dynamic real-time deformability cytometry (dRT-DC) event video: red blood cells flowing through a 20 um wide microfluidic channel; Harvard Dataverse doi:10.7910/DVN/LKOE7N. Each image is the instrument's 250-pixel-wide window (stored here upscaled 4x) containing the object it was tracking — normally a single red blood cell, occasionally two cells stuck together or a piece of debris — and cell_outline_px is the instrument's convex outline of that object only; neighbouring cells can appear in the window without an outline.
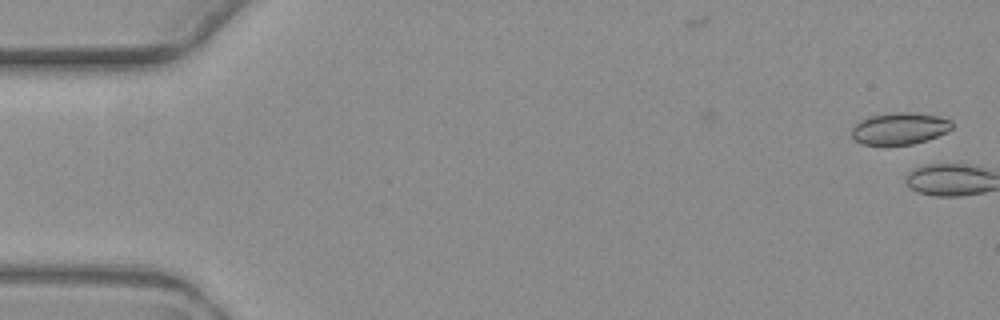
{"species": "common noctule bat (a hibernating species)", "species_latin": "Nyctalus noctula", "temperature_condition": "warm", "stored_images_in_passage": 7, "camera_frame_rate_fps": 3000, "um_per_image_px": 0.085, "animal": {"sex": "female", "body_mass_g": 19.3, "forearm_length_mm": 54.1}, "frame": {"image": 1, "passage_image": 1, "time_ms": 0.0, "image_size_px": [1000, 320], "cell_outline_px": [[952, 128], [948, 132], [912, 144], [860, 144], [852, 136], [852, 128], [860, 120], [868, 116], [884, 112], [912, 112], [940, 116], [952, 120]], "centroid_in_image_um": [76.47, 10.89], "position_along_channel_um": 8.5, "area_um2": 18.73}}